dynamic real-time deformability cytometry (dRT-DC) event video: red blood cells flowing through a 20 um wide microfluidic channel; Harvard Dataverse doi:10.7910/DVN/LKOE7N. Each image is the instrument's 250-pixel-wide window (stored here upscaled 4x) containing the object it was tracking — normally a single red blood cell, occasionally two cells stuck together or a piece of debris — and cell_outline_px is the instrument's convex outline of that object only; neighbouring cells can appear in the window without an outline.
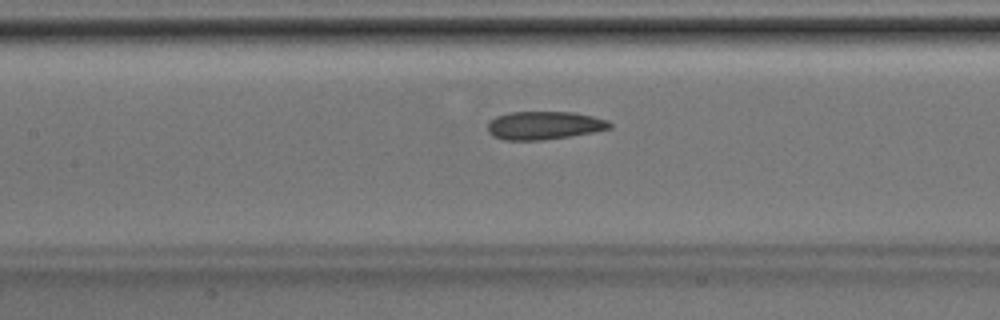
{"species": "Egyptian fruit bat (a non-hibernating species)", "species_latin": "Rousettus aegyptiacus", "temperature_condition": "room temperature", "stored_images_in_passage": 17, "camera_frame_rate_fps": 3000, "um_per_image_px": 0.085, "animal": {"sex": "male"}, "frame": {"image": 1, "passage_image": 15, "time_ms": 4.667, "image_size_px": [1000, 320], "cell_outline_px": [[612, 128], [596, 132], [544, 140], [504, 140], [492, 136], [488, 132], [488, 124], [496, 116], [508, 112], [576, 112], [608, 120], [612, 124]], "centroid_in_image_um": [46.28, 10.66], "position_along_channel_um": 161.1, "area_um2": 20.23}}